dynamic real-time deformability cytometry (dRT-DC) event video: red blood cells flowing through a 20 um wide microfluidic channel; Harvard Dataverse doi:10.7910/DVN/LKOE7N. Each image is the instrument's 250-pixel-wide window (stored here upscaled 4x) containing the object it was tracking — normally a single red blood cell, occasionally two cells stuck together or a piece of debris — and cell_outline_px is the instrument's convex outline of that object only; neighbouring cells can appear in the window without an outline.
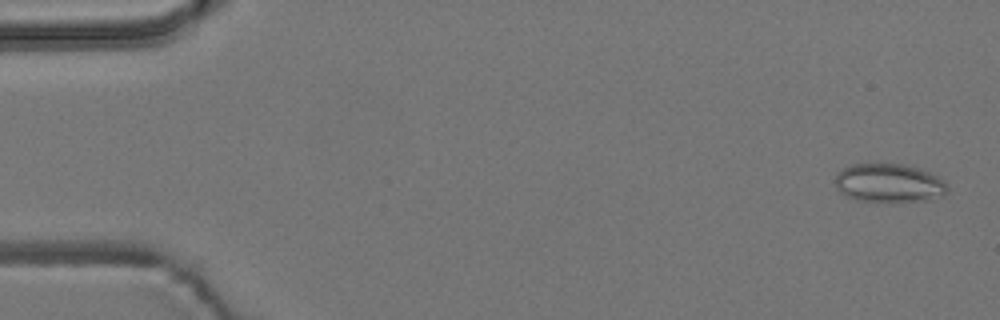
{"species": "common noctule bat (a hibernating species)", "species_latin": "Nyctalus noctula", "temperature_condition": "room temperature", "stored_images_in_passage": 5, "camera_frame_rate_fps": 3000, "um_per_image_px": 0.085, "animal": {"sex": "male", "body_mass_g": 19.2, "forearm_length_mm": 51.8}, "frame": {"image": 1, "passage_image": 1, "time_ms": 0.0, "image_size_px": [1000, 320], "cell_outline_px": [[948, 192], [944, 196], [928, 200], [892, 204], [856, 200], [840, 192], [836, 188], [836, 176], [844, 168], [852, 164], [904, 164], [920, 168], [944, 180], [948, 188]], "centroid_in_image_um": [75.61, 15.6], "position_along_channel_um": 9.4, "area_um2": 25.89}}